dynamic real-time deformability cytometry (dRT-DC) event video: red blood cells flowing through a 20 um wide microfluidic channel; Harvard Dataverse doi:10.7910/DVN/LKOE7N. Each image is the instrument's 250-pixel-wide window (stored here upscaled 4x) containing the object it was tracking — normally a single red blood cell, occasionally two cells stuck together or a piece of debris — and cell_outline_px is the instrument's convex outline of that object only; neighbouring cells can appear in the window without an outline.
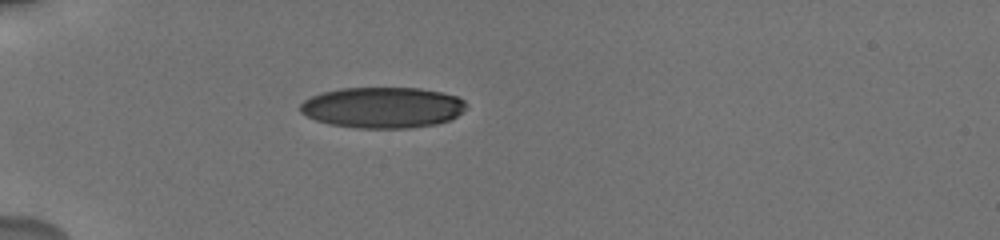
{"species": "human", "species_latin": "Homo sapiens", "temperature_condition": "cold", "stored_images_in_passage": 8, "camera_frame_rate_fps": 3000, "um_per_image_px": 0.085, "donor": {"sex": "male"}, "frame": {"image": 1, "passage_image": 1, "time_ms": 0.0, "image_size_px": [1000, 240], "cell_outline_px": [[468, 104], [452, 120], [436, 124], [412, 128], [356, 128], [328, 124], [316, 120], [300, 112], [300, 104], [304, 100], [320, 92], [340, 88], [420, 88], [440, 92], [456, 96], [464, 100]], "centroid_in_image_um": [32.51, 9.14], "position_along_channel_um": 52.5, "area_um2": 39.77}}
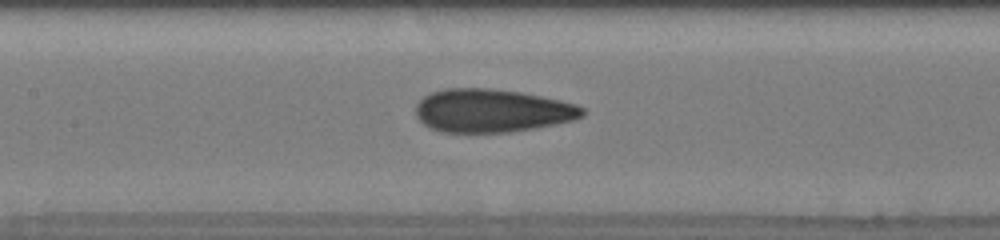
{"frame": {"image": 2, "passage_image": 6, "time_ms": 3.667, "image_size_px": [1000, 240], "cell_outline_px": [[584, 116], [572, 120], [536, 128], [508, 132], [440, 132], [428, 128], [416, 116], [416, 104], [428, 92], [444, 88], [492, 88], [520, 92], [560, 100], [576, 104], [584, 108]], "centroid_in_image_um": [41.78, 9.4], "position_along_channel_um": 165.6, "area_um2": 42.19}}
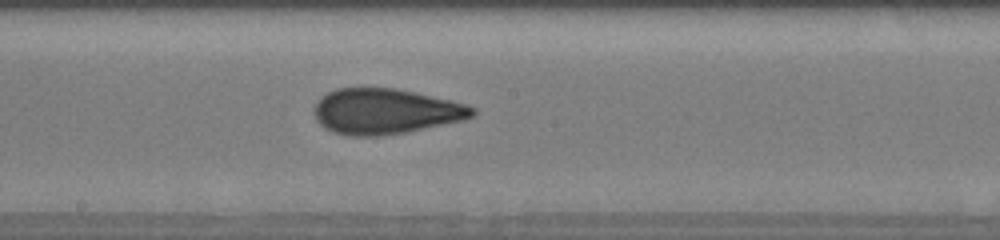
{"frame": {"image": 3, "passage_image": 8, "time_ms": 5.0, "image_size_px": [1000, 240], "cell_outline_px": [[476, 112], [472, 116], [464, 120], [404, 132], [376, 136], [352, 136], [332, 132], [324, 128], [316, 120], [312, 112], [316, 100], [320, 96], [336, 88], [396, 88], [416, 92], [452, 100], [468, 104], [476, 108]], "centroid_in_image_um": [32.73, 9.45], "position_along_channel_um": 215.5, "area_um2": 42.25}}